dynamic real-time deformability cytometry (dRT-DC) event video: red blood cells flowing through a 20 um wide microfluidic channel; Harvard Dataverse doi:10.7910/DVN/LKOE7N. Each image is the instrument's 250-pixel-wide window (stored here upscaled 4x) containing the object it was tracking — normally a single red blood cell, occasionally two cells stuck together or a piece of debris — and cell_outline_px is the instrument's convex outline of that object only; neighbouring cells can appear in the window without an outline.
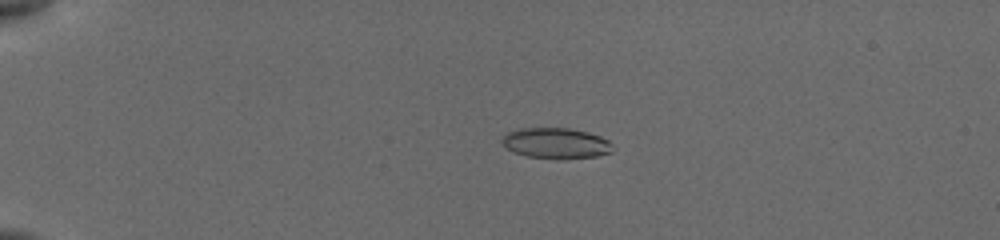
{"species": "common noctule bat (a hibernating species)", "species_latin": "Nyctalus noctula", "temperature_condition": "cold", "stored_images_in_passage": 41, "camera_frame_rate_fps": 3000, "um_per_image_px": 0.085, "animal": {"sex": "female", "body_mass_g": 19.5, "forearm_length_mm": 54.1}, "frame": {"image": 1, "passage_image": 8, "time_ms": 4.333, "image_size_px": [1000, 240], "cell_outline_px": [[616, 148], [612, 152], [596, 156], [556, 160], [528, 156], [512, 152], [500, 140], [508, 132], [520, 128], [568, 128], [588, 132], [600, 136], [608, 140]], "centroid_in_image_um": [47.29, 12.18], "position_along_channel_um": 37.7, "area_um2": 20.0}}
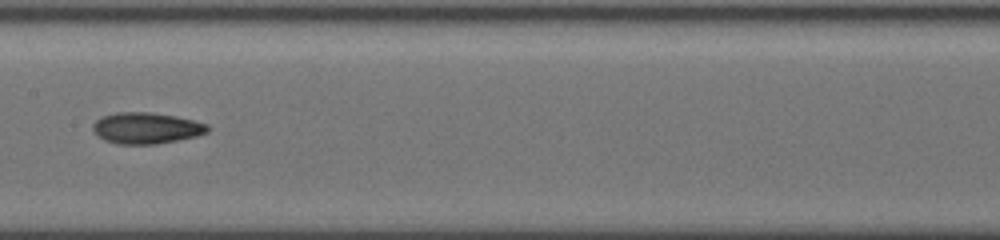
{"frame": {"image": 2, "passage_image": 21, "time_ms": 10.0, "image_size_px": [1000, 240], "cell_outline_px": [[208, 132], [196, 136], [156, 144], [116, 144], [104, 140], [92, 128], [92, 124], [96, 120], [104, 116], [116, 112], [152, 112], [176, 116], [208, 124]], "centroid_in_image_um": [12.43, 10.88], "position_along_channel_um": 195.0, "area_um2": 20.75}}
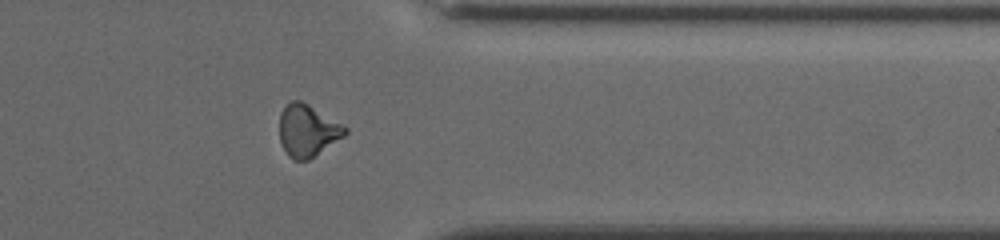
{"frame": {"image": 3, "passage_image": 32, "time_ms": 15.0, "image_size_px": [1000, 240], "cell_outline_px": [[348, 132], [344, 136], [308, 160], [292, 160], [288, 156], [280, 140], [280, 112], [292, 100], [300, 100], [308, 104], [344, 124], [348, 128]], "centroid_in_image_um": [26.16, 11.09], "position_along_channel_um": 385.2, "area_um2": 19.83}, "authors_computed_cell_mechanics": {"area_um2": 19.9988, "velocity_mm_per_s": 3.8968, "shape_relaxation_time_tau1_ms": 4.1878, "shape_relaxation_time_tau2_ms": 7.229, "deformation_change_tau1": 0.1178, "deformation_change_tau2": 0.1579}}